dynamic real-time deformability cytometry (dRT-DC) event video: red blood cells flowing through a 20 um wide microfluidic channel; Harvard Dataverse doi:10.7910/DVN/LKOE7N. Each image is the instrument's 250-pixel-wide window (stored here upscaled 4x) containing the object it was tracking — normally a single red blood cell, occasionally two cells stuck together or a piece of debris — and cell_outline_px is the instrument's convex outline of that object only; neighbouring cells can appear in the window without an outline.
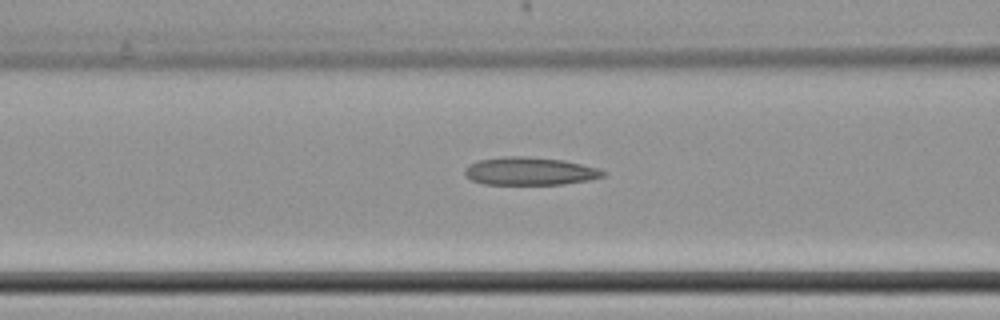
{"species": "common noctule bat (a hibernating species)", "species_latin": "Nyctalus noctula", "temperature_condition": "cold", "stored_images_in_passage": 49, "camera_frame_rate_fps": 3000, "um_per_image_px": 0.085, "animal": {"sex": "female", "body_mass_g": 22.7, "forearm_length_mm": 54.2}, "frame": {"image": 1, "passage_image": 22, "time_ms": 7.0, "image_size_px": [1000, 320], "cell_outline_px": [[608, 172], [604, 176], [592, 180], [560, 184], [484, 184], [472, 180], [464, 176], [464, 168], [468, 164], [480, 160], [504, 156], [528, 156], [564, 160], [600, 168]], "centroid_in_image_um": [45.05, 14.54], "position_along_channel_um": 121.5, "area_um2": 22.77}}
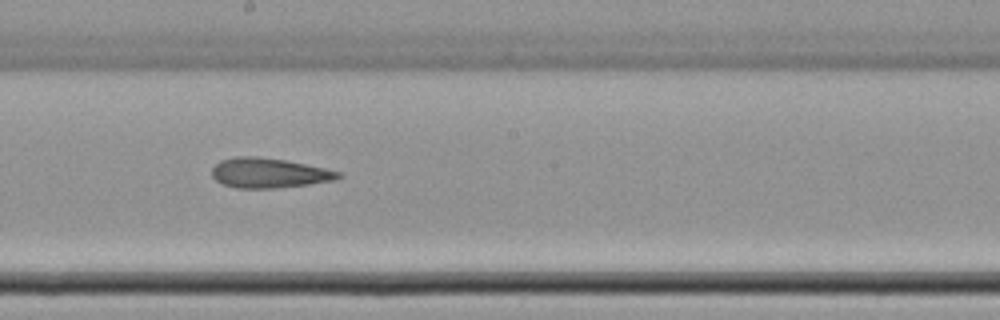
{"frame": {"image": 2, "passage_image": 31, "time_ms": 10.0, "image_size_px": [1000, 320], "cell_outline_px": [[344, 176], [332, 180], [308, 184], [276, 188], [236, 188], [224, 184], [216, 180], [212, 176], [212, 168], [220, 160], [236, 156], [256, 156], [284, 160], [324, 168], [340, 172]], "centroid_in_image_um": [22.83, 14.7], "position_along_channel_um": 225.4, "area_um2": 21.79}}
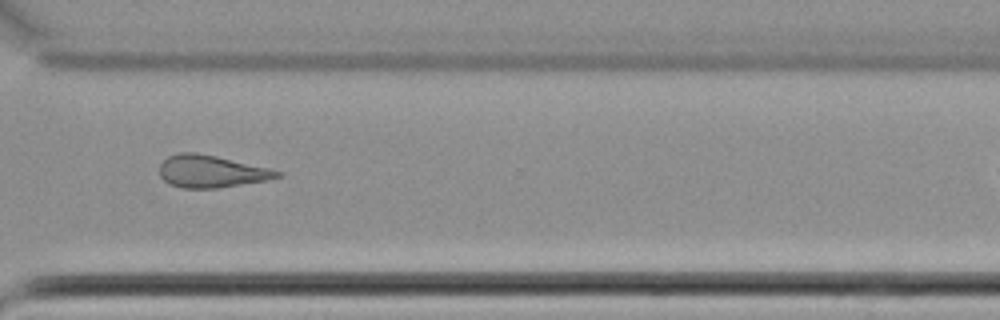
{"frame": {"image": 3, "passage_image": 42, "time_ms": 13.667, "image_size_px": [1000, 320], "cell_outline_px": [[284, 176], [264, 180], [216, 188], [180, 188], [164, 180], [160, 176], [160, 164], [168, 156], [176, 152], [196, 152], [216, 156], [268, 168], [284, 172]], "centroid_in_image_um": [17.94, 14.56], "position_along_channel_um": 352.7, "area_um2": 21.96}}